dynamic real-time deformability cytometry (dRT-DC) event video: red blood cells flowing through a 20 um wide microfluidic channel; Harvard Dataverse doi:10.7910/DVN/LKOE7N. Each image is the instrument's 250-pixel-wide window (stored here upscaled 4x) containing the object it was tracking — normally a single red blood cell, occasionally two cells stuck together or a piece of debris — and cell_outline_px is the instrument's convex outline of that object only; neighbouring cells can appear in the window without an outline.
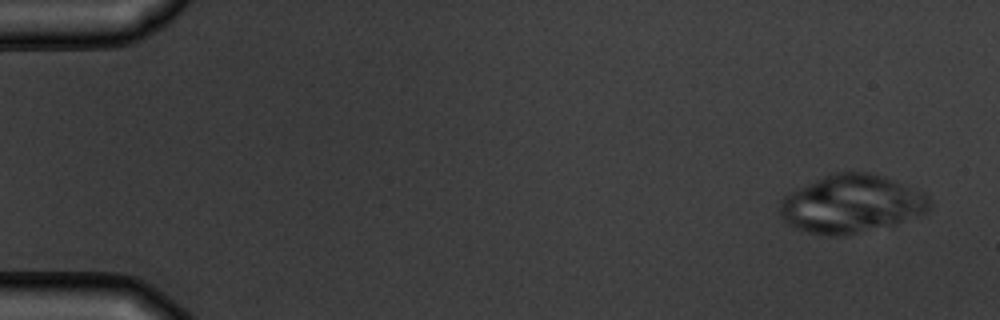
{"species": "common noctule bat (a hibernating species)", "species_latin": "Nyctalus noctula", "temperature_condition": "warm", "stored_images_in_passage": 6, "camera_frame_rate_fps": 3000, "um_per_image_px": 0.085, "animal": {"sex": "male", "body_mass_g": 19.5, "forearm_length_mm": 54.6}, "frame": {"image": 1, "passage_image": 1, "time_ms": 0.0, "image_size_px": [1000, 320], "cell_outline_px": [[932, 208], [928, 212], [892, 224], [856, 232], [836, 236], [832, 236], [808, 232], [796, 228], [788, 224], [780, 216], [780, 200], [784, 196], [832, 172], [872, 172], [884, 176], [924, 192], [928, 196], [932, 204]], "centroid_in_image_um": [72.4, 17.31], "position_along_channel_um": 12.6, "area_um2": 50.11}}